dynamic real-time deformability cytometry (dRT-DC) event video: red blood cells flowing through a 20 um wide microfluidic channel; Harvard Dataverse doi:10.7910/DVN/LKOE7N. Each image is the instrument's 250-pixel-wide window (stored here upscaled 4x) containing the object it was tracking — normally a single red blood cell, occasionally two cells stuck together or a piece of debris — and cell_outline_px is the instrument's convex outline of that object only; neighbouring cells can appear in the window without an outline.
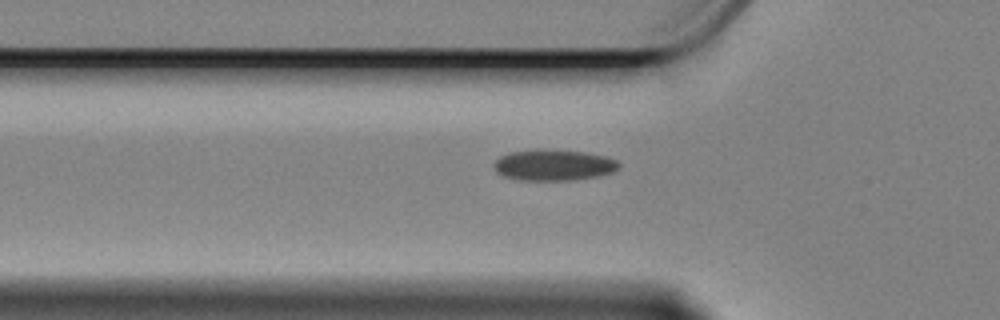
{"species": "Egyptian fruit bat (a non-hibernating species)", "species_latin": "Rousettus aegyptiacus", "temperature_condition": "cold", "stored_images_in_passage": 35, "camera_frame_rate_fps": 3000, "um_per_image_px": 0.085, "animal": {"sex": "female"}, "frame": {"image": 1, "passage_image": 2, "time_ms": 0.333, "image_size_px": [1000, 320], "cell_outline_px": [[620, 168], [612, 172], [600, 176], [572, 180], [516, 180], [504, 176], [496, 172], [492, 164], [500, 156], [512, 152], [536, 148], [584, 152], [604, 156], [616, 160], [620, 164]], "centroid_in_image_um": [47.04, 14.03], "position_along_channel_um": 78.8, "area_um2": 22.83}}
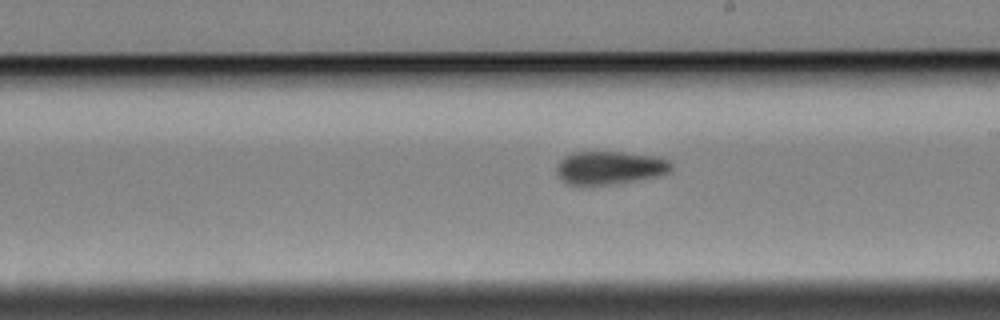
{"frame": {"image": 2, "passage_image": 16, "time_ms": 5.0, "image_size_px": [1000, 320], "cell_outline_px": [[672, 172], [660, 176], [588, 188], [568, 184], [556, 172], [556, 168], [560, 160], [564, 156], [572, 152], [624, 152], [660, 156], [668, 160], [672, 164]], "centroid_in_image_um": [51.85, 14.28], "position_along_channel_um": 237.2, "area_um2": 22.89}}
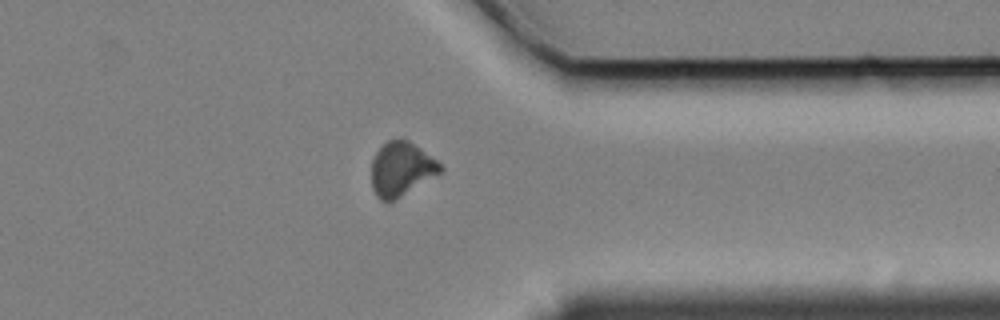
{"frame": {"image": 3, "passage_image": 29, "time_ms": 9.333, "image_size_px": [1000, 320], "cell_outline_px": [[444, 168], [440, 172], [388, 204], [380, 200], [376, 196], [372, 188], [372, 160], [376, 152], [388, 140], [400, 136], [408, 140], [420, 148], [436, 160]], "centroid_in_image_um": [34.07, 14.36], "position_along_channel_um": 377.3, "area_um2": 21.62}}